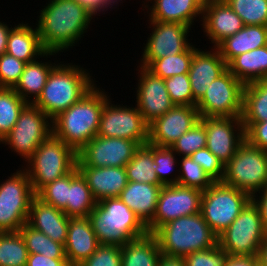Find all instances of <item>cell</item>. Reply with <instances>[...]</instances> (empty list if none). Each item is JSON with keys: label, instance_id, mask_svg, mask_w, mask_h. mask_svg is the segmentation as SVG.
Listing matches in <instances>:
<instances>
[{"label": "cell", "instance_id": "cell-6", "mask_svg": "<svg viewBox=\"0 0 267 266\" xmlns=\"http://www.w3.org/2000/svg\"><path fill=\"white\" fill-rule=\"evenodd\" d=\"M26 162L28 164L24 169L34 193L37 194L44 186L76 167L77 152L51 134Z\"/></svg>", "mask_w": 267, "mask_h": 266}, {"label": "cell", "instance_id": "cell-40", "mask_svg": "<svg viewBox=\"0 0 267 266\" xmlns=\"http://www.w3.org/2000/svg\"><path fill=\"white\" fill-rule=\"evenodd\" d=\"M244 25L267 26V0H225Z\"/></svg>", "mask_w": 267, "mask_h": 266}, {"label": "cell", "instance_id": "cell-43", "mask_svg": "<svg viewBox=\"0 0 267 266\" xmlns=\"http://www.w3.org/2000/svg\"><path fill=\"white\" fill-rule=\"evenodd\" d=\"M69 173L44 186L36 196L44 203L63 210L67 215Z\"/></svg>", "mask_w": 267, "mask_h": 266}, {"label": "cell", "instance_id": "cell-51", "mask_svg": "<svg viewBox=\"0 0 267 266\" xmlns=\"http://www.w3.org/2000/svg\"><path fill=\"white\" fill-rule=\"evenodd\" d=\"M258 193L251 197V201L258 208L263 228L267 232V185Z\"/></svg>", "mask_w": 267, "mask_h": 266}, {"label": "cell", "instance_id": "cell-13", "mask_svg": "<svg viewBox=\"0 0 267 266\" xmlns=\"http://www.w3.org/2000/svg\"><path fill=\"white\" fill-rule=\"evenodd\" d=\"M109 98L104 103L100 118L98 136L136 141L140 146L149 141V125L143 119L137 106L114 105ZM128 107V108H127Z\"/></svg>", "mask_w": 267, "mask_h": 266}, {"label": "cell", "instance_id": "cell-21", "mask_svg": "<svg viewBox=\"0 0 267 266\" xmlns=\"http://www.w3.org/2000/svg\"><path fill=\"white\" fill-rule=\"evenodd\" d=\"M203 51L194 46V54L190 64L189 78L193 99L198 102L210 84L228 68L227 63L216 47Z\"/></svg>", "mask_w": 267, "mask_h": 266}, {"label": "cell", "instance_id": "cell-39", "mask_svg": "<svg viewBox=\"0 0 267 266\" xmlns=\"http://www.w3.org/2000/svg\"><path fill=\"white\" fill-rule=\"evenodd\" d=\"M180 159V168L176 170L179 174L178 185L206 191L215 182L190 156Z\"/></svg>", "mask_w": 267, "mask_h": 266}, {"label": "cell", "instance_id": "cell-23", "mask_svg": "<svg viewBox=\"0 0 267 266\" xmlns=\"http://www.w3.org/2000/svg\"><path fill=\"white\" fill-rule=\"evenodd\" d=\"M99 245L88 217H69L64 247L70 266L80 265L96 251Z\"/></svg>", "mask_w": 267, "mask_h": 266}, {"label": "cell", "instance_id": "cell-24", "mask_svg": "<svg viewBox=\"0 0 267 266\" xmlns=\"http://www.w3.org/2000/svg\"><path fill=\"white\" fill-rule=\"evenodd\" d=\"M55 242L65 244L68 233L69 217L63 210L44 203L35 196L31 201L27 222Z\"/></svg>", "mask_w": 267, "mask_h": 266}, {"label": "cell", "instance_id": "cell-44", "mask_svg": "<svg viewBox=\"0 0 267 266\" xmlns=\"http://www.w3.org/2000/svg\"><path fill=\"white\" fill-rule=\"evenodd\" d=\"M166 89L175 105L196 106L190 85L189 74L175 75L164 79Z\"/></svg>", "mask_w": 267, "mask_h": 266}, {"label": "cell", "instance_id": "cell-45", "mask_svg": "<svg viewBox=\"0 0 267 266\" xmlns=\"http://www.w3.org/2000/svg\"><path fill=\"white\" fill-rule=\"evenodd\" d=\"M25 65L26 62L7 53L0 55V88H14Z\"/></svg>", "mask_w": 267, "mask_h": 266}, {"label": "cell", "instance_id": "cell-20", "mask_svg": "<svg viewBox=\"0 0 267 266\" xmlns=\"http://www.w3.org/2000/svg\"><path fill=\"white\" fill-rule=\"evenodd\" d=\"M200 19L203 31L213 47L245 26L225 0H206Z\"/></svg>", "mask_w": 267, "mask_h": 266}, {"label": "cell", "instance_id": "cell-29", "mask_svg": "<svg viewBox=\"0 0 267 266\" xmlns=\"http://www.w3.org/2000/svg\"><path fill=\"white\" fill-rule=\"evenodd\" d=\"M227 68L244 85L267 79V45L234 57Z\"/></svg>", "mask_w": 267, "mask_h": 266}, {"label": "cell", "instance_id": "cell-41", "mask_svg": "<svg viewBox=\"0 0 267 266\" xmlns=\"http://www.w3.org/2000/svg\"><path fill=\"white\" fill-rule=\"evenodd\" d=\"M206 139L205 126L199 120L188 132L181 135L170 148L177 156H191L197 150L206 148Z\"/></svg>", "mask_w": 267, "mask_h": 266}, {"label": "cell", "instance_id": "cell-4", "mask_svg": "<svg viewBox=\"0 0 267 266\" xmlns=\"http://www.w3.org/2000/svg\"><path fill=\"white\" fill-rule=\"evenodd\" d=\"M88 219L99 244L123 246L148 233L147 227L119 197L98 201Z\"/></svg>", "mask_w": 267, "mask_h": 266}, {"label": "cell", "instance_id": "cell-10", "mask_svg": "<svg viewBox=\"0 0 267 266\" xmlns=\"http://www.w3.org/2000/svg\"><path fill=\"white\" fill-rule=\"evenodd\" d=\"M258 208L250 201L238 217L218 235V245L234 256H258L266 238Z\"/></svg>", "mask_w": 267, "mask_h": 266}, {"label": "cell", "instance_id": "cell-46", "mask_svg": "<svg viewBox=\"0 0 267 266\" xmlns=\"http://www.w3.org/2000/svg\"><path fill=\"white\" fill-rule=\"evenodd\" d=\"M228 253L219 245L184 256L186 266H224Z\"/></svg>", "mask_w": 267, "mask_h": 266}, {"label": "cell", "instance_id": "cell-28", "mask_svg": "<svg viewBox=\"0 0 267 266\" xmlns=\"http://www.w3.org/2000/svg\"><path fill=\"white\" fill-rule=\"evenodd\" d=\"M267 45V26L245 25L217 46L222 58L228 64L234 57Z\"/></svg>", "mask_w": 267, "mask_h": 266}, {"label": "cell", "instance_id": "cell-56", "mask_svg": "<svg viewBox=\"0 0 267 266\" xmlns=\"http://www.w3.org/2000/svg\"><path fill=\"white\" fill-rule=\"evenodd\" d=\"M259 263L261 266H267V235L259 249Z\"/></svg>", "mask_w": 267, "mask_h": 266}, {"label": "cell", "instance_id": "cell-2", "mask_svg": "<svg viewBox=\"0 0 267 266\" xmlns=\"http://www.w3.org/2000/svg\"><path fill=\"white\" fill-rule=\"evenodd\" d=\"M104 89L94 86L80 100L52 119V134L79 152L99 129L104 103L109 99Z\"/></svg>", "mask_w": 267, "mask_h": 266}, {"label": "cell", "instance_id": "cell-38", "mask_svg": "<svg viewBox=\"0 0 267 266\" xmlns=\"http://www.w3.org/2000/svg\"><path fill=\"white\" fill-rule=\"evenodd\" d=\"M194 54V45H190L184 52L154 60L147 69L162 79L189 72Z\"/></svg>", "mask_w": 267, "mask_h": 266}, {"label": "cell", "instance_id": "cell-26", "mask_svg": "<svg viewBox=\"0 0 267 266\" xmlns=\"http://www.w3.org/2000/svg\"><path fill=\"white\" fill-rule=\"evenodd\" d=\"M29 25L22 22L11 28L6 53L26 63L33 62L39 57L48 58L58 54L46 52L41 45L37 27L33 29Z\"/></svg>", "mask_w": 267, "mask_h": 266}, {"label": "cell", "instance_id": "cell-3", "mask_svg": "<svg viewBox=\"0 0 267 266\" xmlns=\"http://www.w3.org/2000/svg\"><path fill=\"white\" fill-rule=\"evenodd\" d=\"M62 63H57L51 70L41 95L33 103L51 119L67 110L96 85L87 69L73 63Z\"/></svg>", "mask_w": 267, "mask_h": 266}, {"label": "cell", "instance_id": "cell-36", "mask_svg": "<svg viewBox=\"0 0 267 266\" xmlns=\"http://www.w3.org/2000/svg\"><path fill=\"white\" fill-rule=\"evenodd\" d=\"M27 104L13 88H0V141L15 126Z\"/></svg>", "mask_w": 267, "mask_h": 266}, {"label": "cell", "instance_id": "cell-17", "mask_svg": "<svg viewBox=\"0 0 267 266\" xmlns=\"http://www.w3.org/2000/svg\"><path fill=\"white\" fill-rule=\"evenodd\" d=\"M206 129V147L225 165L245 140L241 117H200Z\"/></svg>", "mask_w": 267, "mask_h": 266}, {"label": "cell", "instance_id": "cell-11", "mask_svg": "<svg viewBox=\"0 0 267 266\" xmlns=\"http://www.w3.org/2000/svg\"><path fill=\"white\" fill-rule=\"evenodd\" d=\"M51 134L52 119L34 104L28 103L0 144L9 145L12 152H16L26 162Z\"/></svg>", "mask_w": 267, "mask_h": 266}, {"label": "cell", "instance_id": "cell-22", "mask_svg": "<svg viewBox=\"0 0 267 266\" xmlns=\"http://www.w3.org/2000/svg\"><path fill=\"white\" fill-rule=\"evenodd\" d=\"M82 174L95 200L119 197L127 186L125 167H91L76 166Z\"/></svg>", "mask_w": 267, "mask_h": 266}, {"label": "cell", "instance_id": "cell-52", "mask_svg": "<svg viewBox=\"0 0 267 266\" xmlns=\"http://www.w3.org/2000/svg\"><path fill=\"white\" fill-rule=\"evenodd\" d=\"M258 264V256L228 255L224 266H257Z\"/></svg>", "mask_w": 267, "mask_h": 266}, {"label": "cell", "instance_id": "cell-49", "mask_svg": "<svg viewBox=\"0 0 267 266\" xmlns=\"http://www.w3.org/2000/svg\"><path fill=\"white\" fill-rule=\"evenodd\" d=\"M242 124L245 130V139L251 145L267 151V121Z\"/></svg>", "mask_w": 267, "mask_h": 266}, {"label": "cell", "instance_id": "cell-15", "mask_svg": "<svg viewBox=\"0 0 267 266\" xmlns=\"http://www.w3.org/2000/svg\"><path fill=\"white\" fill-rule=\"evenodd\" d=\"M152 33L143 47L140 66L147 68L154 60L184 52L191 44L187 38L191 27L173 22L150 21ZM189 40V41H188Z\"/></svg>", "mask_w": 267, "mask_h": 266}, {"label": "cell", "instance_id": "cell-8", "mask_svg": "<svg viewBox=\"0 0 267 266\" xmlns=\"http://www.w3.org/2000/svg\"><path fill=\"white\" fill-rule=\"evenodd\" d=\"M10 176L0 183V232H18L28 222L31 201L36 196L25 169Z\"/></svg>", "mask_w": 267, "mask_h": 266}, {"label": "cell", "instance_id": "cell-31", "mask_svg": "<svg viewBox=\"0 0 267 266\" xmlns=\"http://www.w3.org/2000/svg\"><path fill=\"white\" fill-rule=\"evenodd\" d=\"M38 59L26 63L18 83L13 88L24 101L32 104L41 95L51 70L57 65L56 62H43L40 57Z\"/></svg>", "mask_w": 267, "mask_h": 266}, {"label": "cell", "instance_id": "cell-55", "mask_svg": "<svg viewBox=\"0 0 267 266\" xmlns=\"http://www.w3.org/2000/svg\"><path fill=\"white\" fill-rule=\"evenodd\" d=\"M12 26L9 28L7 23L0 21V55L6 53L8 36Z\"/></svg>", "mask_w": 267, "mask_h": 266}, {"label": "cell", "instance_id": "cell-9", "mask_svg": "<svg viewBox=\"0 0 267 266\" xmlns=\"http://www.w3.org/2000/svg\"><path fill=\"white\" fill-rule=\"evenodd\" d=\"M250 201L251 197L245 192L216 181L203 191L200 212L210 228L219 235Z\"/></svg>", "mask_w": 267, "mask_h": 266}, {"label": "cell", "instance_id": "cell-5", "mask_svg": "<svg viewBox=\"0 0 267 266\" xmlns=\"http://www.w3.org/2000/svg\"><path fill=\"white\" fill-rule=\"evenodd\" d=\"M160 252L170 256H186L218 245V235L204 220L201 212L171 220L154 233Z\"/></svg>", "mask_w": 267, "mask_h": 266}, {"label": "cell", "instance_id": "cell-30", "mask_svg": "<svg viewBox=\"0 0 267 266\" xmlns=\"http://www.w3.org/2000/svg\"><path fill=\"white\" fill-rule=\"evenodd\" d=\"M160 256L158 240L153 233L121 246V266H158Z\"/></svg>", "mask_w": 267, "mask_h": 266}, {"label": "cell", "instance_id": "cell-35", "mask_svg": "<svg viewBox=\"0 0 267 266\" xmlns=\"http://www.w3.org/2000/svg\"><path fill=\"white\" fill-rule=\"evenodd\" d=\"M23 237L28 254H41L52 259H66L65 247L55 242L41 231L25 223L19 230Z\"/></svg>", "mask_w": 267, "mask_h": 266}, {"label": "cell", "instance_id": "cell-48", "mask_svg": "<svg viewBox=\"0 0 267 266\" xmlns=\"http://www.w3.org/2000/svg\"><path fill=\"white\" fill-rule=\"evenodd\" d=\"M190 157L194 162L199 164L215 182L222 181L224 165L207 147L197 150Z\"/></svg>", "mask_w": 267, "mask_h": 266}, {"label": "cell", "instance_id": "cell-53", "mask_svg": "<svg viewBox=\"0 0 267 266\" xmlns=\"http://www.w3.org/2000/svg\"><path fill=\"white\" fill-rule=\"evenodd\" d=\"M93 16L100 14L105 0H75Z\"/></svg>", "mask_w": 267, "mask_h": 266}, {"label": "cell", "instance_id": "cell-18", "mask_svg": "<svg viewBox=\"0 0 267 266\" xmlns=\"http://www.w3.org/2000/svg\"><path fill=\"white\" fill-rule=\"evenodd\" d=\"M139 82L136 89V106L145 122L150 125L164 115L175 104L166 89L164 79L155 76L147 68L138 65Z\"/></svg>", "mask_w": 267, "mask_h": 266}, {"label": "cell", "instance_id": "cell-12", "mask_svg": "<svg viewBox=\"0 0 267 266\" xmlns=\"http://www.w3.org/2000/svg\"><path fill=\"white\" fill-rule=\"evenodd\" d=\"M244 84L228 69L196 103L200 117H241Z\"/></svg>", "mask_w": 267, "mask_h": 266}, {"label": "cell", "instance_id": "cell-37", "mask_svg": "<svg viewBox=\"0 0 267 266\" xmlns=\"http://www.w3.org/2000/svg\"><path fill=\"white\" fill-rule=\"evenodd\" d=\"M28 250L21 233L0 232V266H26Z\"/></svg>", "mask_w": 267, "mask_h": 266}, {"label": "cell", "instance_id": "cell-57", "mask_svg": "<svg viewBox=\"0 0 267 266\" xmlns=\"http://www.w3.org/2000/svg\"><path fill=\"white\" fill-rule=\"evenodd\" d=\"M120 1H122V0H105V4H104L101 11L106 12L109 8L111 9L112 6H115L114 4H118V2H120Z\"/></svg>", "mask_w": 267, "mask_h": 266}, {"label": "cell", "instance_id": "cell-42", "mask_svg": "<svg viewBox=\"0 0 267 266\" xmlns=\"http://www.w3.org/2000/svg\"><path fill=\"white\" fill-rule=\"evenodd\" d=\"M153 159L155 165V172L159 181L163 185H173L177 184L179 174H176V171L173 170L176 167V153L170 147H158L153 145ZM175 172V176L169 175ZM169 176H172L169 178Z\"/></svg>", "mask_w": 267, "mask_h": 266}, {"label": "cell", "instance_id": "cell-47", "mask_svg": "<svg viewBox=\"0 0 267 266\" xmlns=\"http://www.w3.org/2000/svg\"><path fill=\"white\" fill-rule=\"evenodd\" d=\"M78 266H121V246L100 244L96 251Z\"/></svg>", "mask_w": 267, "mask_h": 266}, {"label": "cell", "instance_id": "cell-16", "mask_svg": "<svg viewBox=\"0 0 267 266\" xmlns=\"http://www.w3.org/2000/svg\"><path fill=\"white\" fill-rule=\"evenodd\" d=\"M140 147L136 141L96 135L79 152L76 166L125 167Z\"/></svg>", "mask_w": 267, "mask_h": 266}, {"label": "cell", "instance_id": "cell-25", "mask_svg": "<svg viewBox=\"0 0 267 266\" xmlns=\"http://www.w3.org/2000/svg\"><path fill=\"white\" fill-rule=\"evenodd\" d=\"M149 2L153 3L152 6L146 4L143 7L150 10L147 11L148 21L173 22L192 27L194 20L203 15L205 0H149Z\"/></svg>", "mask_w": 267, "mask_h": 266}, {"label": "cell", "instance_id": "cell-27", "mask_svg": "<svg viewBox=\"0 0 267 266\" xmlns=\"http://www.w3.org/2000/svg\"><path fill=\"white\" fill-rule=\"evenodd\" d=\"M163 186L128 181L119 198L147 226L155 215L159 193Z\"/></svg>", "mask_w": 267, "mask_h": 266}, {"label": "cell", "instance_id": "cell-1", "mask_svg": "<svg viewBox=\"0 0 267 266\" xmlns=\"http://www.w3.org/2000/svg\"><path fill=\"white\" fill-rule=\"evenodd\" d=\"M40 10L36 27L46 52L67 51L87 32L94 16L75 0H50Z\"/></svg>", "mask_w": 267, "mask_h": 266}, {"label": "cell", "instance_id": "cell-34", "mask_svg": "<svg viewBox=\"0 0 267 266\" xmlns=\"http://www.w3.org/2000/svg\"><path fill=\"white\" fill-rule=\"evenodd\" d=\"M154 168L153 145L147 143L135 151L133 158L125 166L127 179L132 182L163 185Z\"/></svg>", "mask_w": 267, "mask_h": 266}, {"label": "cell", "instance_id": "cell-54", "mask_svg": "<svg viewBox=\"0 0 267 266\" xmlns=\"http://www.w3.org/2000/svg\"><path fill=\"white\" fill-rule=\"evenodd\" d=\"M158 266H186L183 256H170L161 253Z\"/></svg>", "mask_w": 267, "mask_h": 266}, {"label": "cell", "instance_id": "cell-33", "mask_svg": "<svg viewBox=\"0 0 267 266\" xmlns=\"http://www.w3.org/2000/svg\"><path fill=\"white\" fill-rule=\"evenodd\" d=\"M242 123L267 121V79L244 85Z\"/></svg>", "mask_w": 267, "mask_h": 266}, {"label": "cell", "instance_id": "cell-19", "mask_svg": "<svg viewBox=\"0 0 267 266\" xmlns=\"http://www.w3.org/2000/svg\"><path fill=\"white\" fill-rule=\"evenodd\" d=\"M200 119L196 106L175 105L149 125L148 143L158 147L171 145Z\"/></svg>", "mask_w": 267, "mask_h": 266}, {"label": "cell", "instance_id": "cell-32", "mask_svg": "<svg viewBox=\"0 0 267 266\" xmlns=\"http://www.w3.org/2000/svg\"><path fill=\"white\" fill-rule=\"evenodd\" d=\"M97 201L82 174L75 167L69 173V194L67 200L68 217H88Z\"/></svg>", "mask_w": 267, "mask_h": 266}, {"label": "cell", "instance_id": "cell-50", "mask_svg": "<svg viewBox=\"0 0 267 266\" xmlns=\"http://www.w3.org/2000/svg\"><path fill=\"white\" fill-rule=\"evenodd\" d=\"M26 266H70L67 259H52L41 254H28Z\"/></svg>", "mask_w": 267, "mask_h": 266}, {"label": "cell", "instance_id": "cell-14", "mask_svg": "<svg viewBox=\"0 0 267 266\" xmlns=\"http://www.w3.org/2000/svg\"><path fill=\"white\" fill-rule=\"evenodd\" d=\"M202 195L203 191L199 189L178 184L164 185L159 193L155 215L146 226L148 233H154L171 220L199 213Z\"/></svg>", "mask_w": 267, "mask_h": 266}, {"label": "cell", "instance_id": "cell-7", "mask_svg": "<svg viewBox=\"0 0 267 266\" xmlns=\"http://www.w3.org/2000/svg\"><path fill=\"white\" fill-rule=\"evenodd\" d=\"M222 182L250 197L263 190L267 185V151L245 139L224 165Z\"/></svg>", "mask_w": 267, "mask_h": 266}]
</instances>
